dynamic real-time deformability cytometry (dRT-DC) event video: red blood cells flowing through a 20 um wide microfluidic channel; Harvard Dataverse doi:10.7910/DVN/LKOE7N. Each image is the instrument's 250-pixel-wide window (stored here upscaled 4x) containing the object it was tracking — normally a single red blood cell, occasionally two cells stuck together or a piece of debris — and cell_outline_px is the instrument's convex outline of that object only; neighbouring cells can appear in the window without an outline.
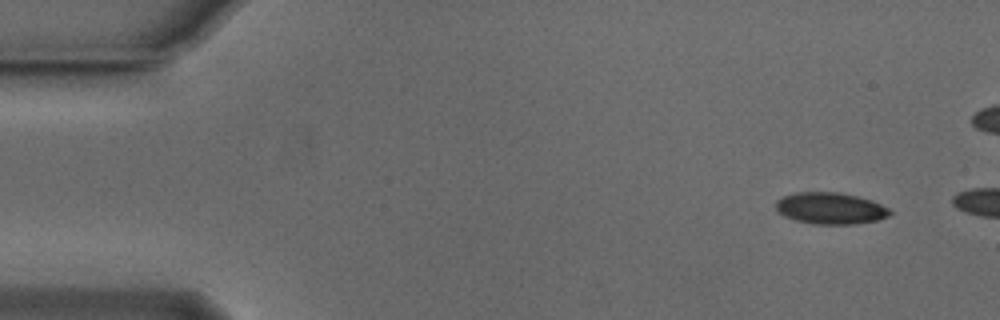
{"species": "Egyptian fruit bat (a non-hibernating species)", "species_latin": "Rousettus aegyptiacus", "temperature_condition": "cold", "stored_images_in_passage": 5, "camera_frame_rate_fps": 3000, "um_per_image_px": 0.085, "animal": {"sex": "male"}, "frame": {"image": 1, "passage_image": 1, "time_ms": 0.0, "image_size_px": [1000, 320], "cell_outline_px": [[892, 212], [888, 216], [876, 220], [856, 224], [812, 224], [796, 220], [784, 216], [776, 212], [776, 200], [784, 196], [796, 192], [836, 192], [856, 196], [872, 200], [888, 208]], "centroid_in_image_um": [70.55, 17.71], "position_along_channel_um": 14.4, "area_um2": 20.98}}